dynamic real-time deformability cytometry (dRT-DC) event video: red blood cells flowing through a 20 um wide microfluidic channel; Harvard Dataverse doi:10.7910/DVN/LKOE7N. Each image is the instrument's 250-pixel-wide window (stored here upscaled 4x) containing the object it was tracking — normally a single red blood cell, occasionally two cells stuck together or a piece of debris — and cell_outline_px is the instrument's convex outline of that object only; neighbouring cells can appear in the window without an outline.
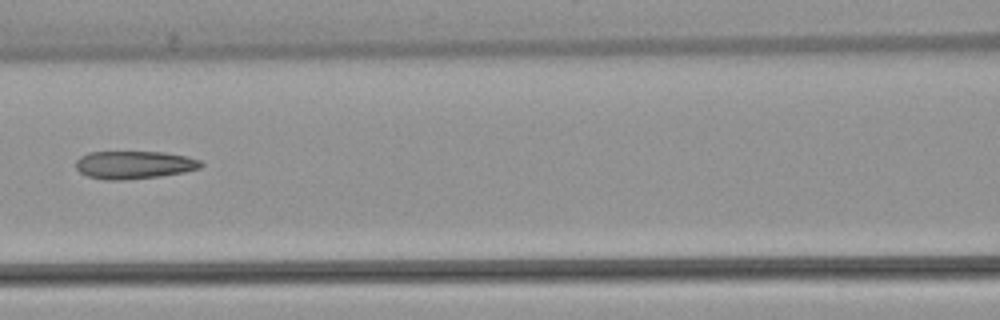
{"species": "common noctule bat (a hibernating species)", "species_latin": "Nyctalus noctula", "temperature_condition": "warm", "stored_images_in_passage": 6, "camera_frame_rate_fps": 3000, "um_per_image_px": 0.085, "animal": {"sex": "female", "body_mass_g": 22.7, "forearm_length_mm": 54.2}, "frame": {"image": 1, "passage_image": 6, "time_ms": 6.667, "image_size_px": [1000, 320], "cell_outline_px": [[204, 164], [200, 168], [184, 172], [160, 176], [124, 180], [104, 180], [88, 176], [80, 172], [76, 168], [76, 160], [80, 156], [88, 152], [164, 152], [188, 156], [200, 160]], "centroid_in_image_um": [11.4, 14.01], "position_along_channel_um": 155.2, "area_um2": 20.46}}